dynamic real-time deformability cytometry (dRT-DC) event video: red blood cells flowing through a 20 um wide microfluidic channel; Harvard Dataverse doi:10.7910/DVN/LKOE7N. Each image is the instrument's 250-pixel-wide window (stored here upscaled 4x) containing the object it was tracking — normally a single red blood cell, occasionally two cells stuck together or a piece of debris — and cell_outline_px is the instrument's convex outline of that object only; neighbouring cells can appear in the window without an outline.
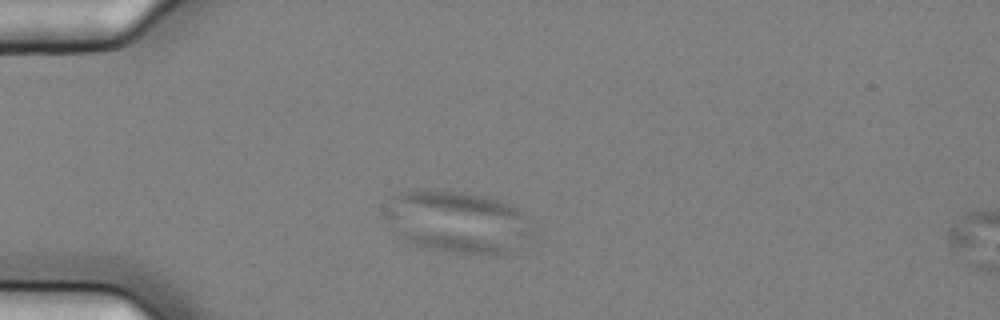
{"species": "common noctule bat (a hibernating species)", "species_latin": "Nyctalus noctula", "temperature_condition": "cold", "stored_images_in_passage": 4, "camera_frame_rate_fps": 3000, "um_per_image_px": 0.085, "animal": {"sex": "female", "body_mass_g": 25.1}, "frame": {"image": 1, "passage_image": 1, "time_ms": 0.0, "image_size_px": [1000, 320], "cell_outline_px": [[532, 236], [508, 252], [456, 252], [432, 248], [416, 244], [404, 236], [384, 216], [384, 212], [392, 196], [400, 192], [464, 192], [484, 196], [512, 204], [520, 208], [528, 216], [532, 232]], "centroid_in_image_um": [38.97, 18.83], "position_along_channel_um": 46.0, "area_um2": 51.33}}